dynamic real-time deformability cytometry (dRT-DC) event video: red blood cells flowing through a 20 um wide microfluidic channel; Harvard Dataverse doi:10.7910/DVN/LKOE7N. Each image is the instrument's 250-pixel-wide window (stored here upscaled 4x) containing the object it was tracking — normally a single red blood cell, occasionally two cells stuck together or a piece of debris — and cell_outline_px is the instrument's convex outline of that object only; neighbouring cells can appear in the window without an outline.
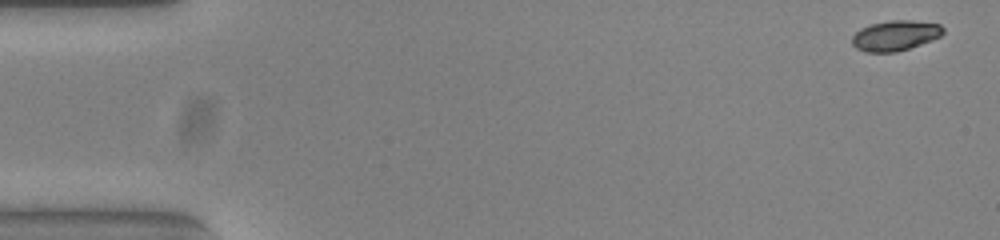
{"species": "common noctule bat (a hibernating species)", "species_latin": "Nyctalus noctula", "temperature_condition": "warm", "stored_images_in_passage": 53, "camera_frame_rate_fps": 3000, "um_per_image_px": 0.085, "animal": {"sex": "female", "body_mass_g": 23.0, "forearm_length_mm": 53.4}, "frame": {"image": 1, "passage_image": 1, "time_ms": 0.0, "image_size_px": [1000, 240], "cell_outline_px": [[944, 32], [940, 36], [932, 40], [896, 52], [864, 52], [856, 48], [852, 44], [852, 36], [860, 28], [872, 24], [892, 20], [912, 20], [940, 24], [944, 28]], "centroid_in_image_um": [76.09, 3.02], "position_along_channel_um": 8.9, "area_um2": 16.01}}
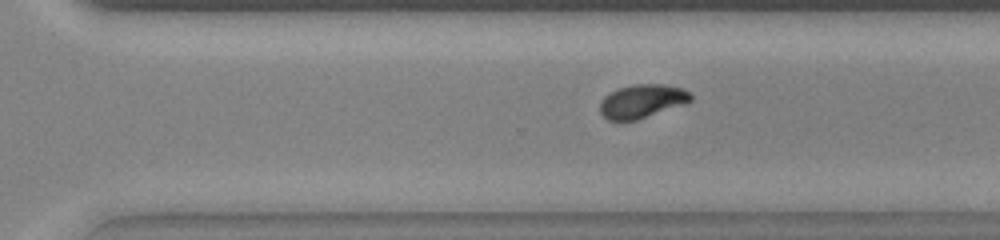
{"frame": {"image": 2, "passage_image": 36, "time_ms": 11.667, "image_size_px": [1000, 240], "cell_outline_px": [[692, 100], [636, 120], [608, 120], [600, 112], [600, 104], [604, 96], [608, 92], [616, 88], [632, 84], [664, 84], [684, 88], [692, 96]], "centroid_in_image_um": [54.52, 8.57], "position_along_channel_um": 316.1, "area_um2": 17.57}}
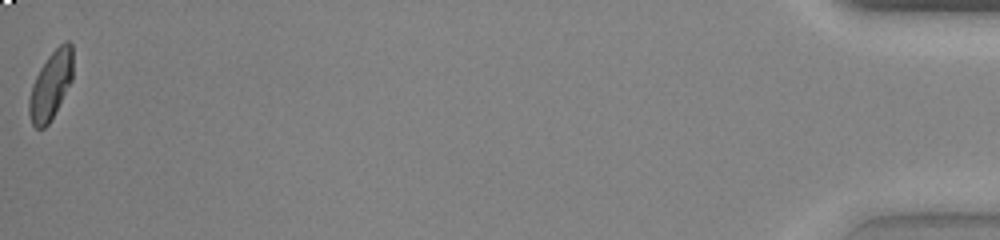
{"frame": {"image": 3, "passage_image": 53, "time_ms": 17.333, "image_size_px": [1000, 240], "cell_outline_px": [[72, 80], [48, 124], [44, 128], [36, 128], [32, 124], [28, 112], [28, 100], [32, 84], [40, 68], [48, 56], [64, 40], [68, 40], [72, 44]], "centroid_in_image_um": [4.3, 7.23], "position_along_channel_um": 430.9, "area_um2": 17.22}, "authors_computed_cell_mechanics": {"area_um2": 17.5712, "velocity_mm_per_s": 3.8322, "shape_relaxation_time_tau1_ms": 4.005, "shape_relaxation_time_tau2_ms": 1.0758, "deformation_change_tau1": 0.1857, "deformation_change_tau2": 0.0478}}